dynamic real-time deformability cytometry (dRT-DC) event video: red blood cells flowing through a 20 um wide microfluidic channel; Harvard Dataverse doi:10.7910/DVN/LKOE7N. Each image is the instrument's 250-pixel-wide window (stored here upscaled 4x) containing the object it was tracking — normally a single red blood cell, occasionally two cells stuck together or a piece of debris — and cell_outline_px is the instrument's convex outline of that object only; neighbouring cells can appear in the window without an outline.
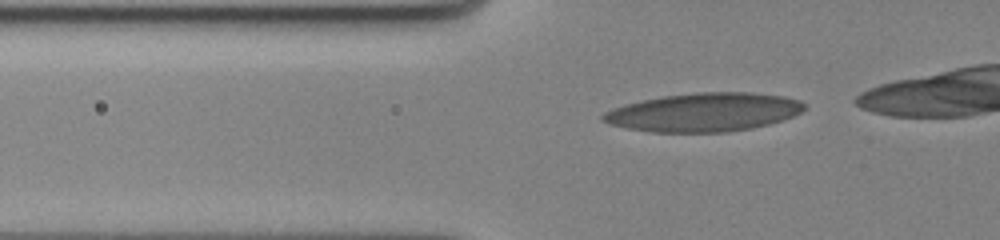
{"species": "human", "species_latin": "Homo sapiens", "temperature_condition": "cold", "stored_images_in_passage": 34, "camera_frame_rate_fps": 3000, "um_per_image_px": 0.085, "donor": {"sex": "female"}, "frame": {"image": 1, "passage_image": 2, "time_ms": 0.333, "image_size_px": [1000, 240], "cell_outline_px": [[804, 108], [800, 112], [792, 116], [768, 124], [752, 128], [728, 132], [652, 132], [628, 128], [608, 124], [600, 120], [600, 116], [604, 112], [612, 108], [644, 100], [664, 96], [700, 92], [752, 92], [784, 96], [800, 100], [804, 104]], "centroid_in_image_um": [59.81, 9.54], "position_along_channel_um": 66.0, "area_um2": 45.08}}
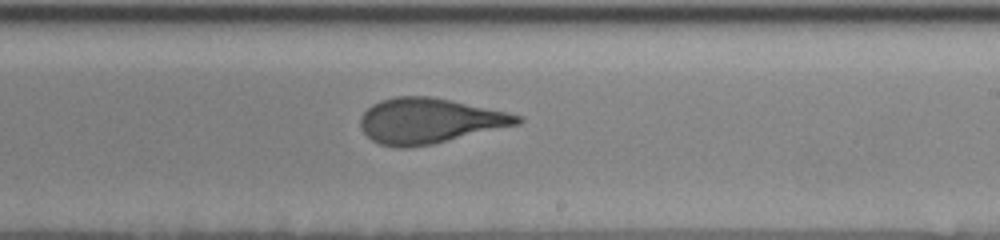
{"frame": {"image": 2, "passage_image": 19, "time_ms": 6.0, "image_size_px": [1000, 240], "cell_outline_px": [[524, 120], [520, 124], [432, 144], [408, 148], [396, 148], [380, 144], [372, 140], [364, 132], [360, 124], [360, 120], [364, 112], [372, 104], [380, 100], [396, 96], [428, 96], [452, 100], [508, 112], [520, 116]], "centroid_in_image_um": [36.5, 10.27], "position_along_channel_um": 252.5, "area_um2": 41.33}}
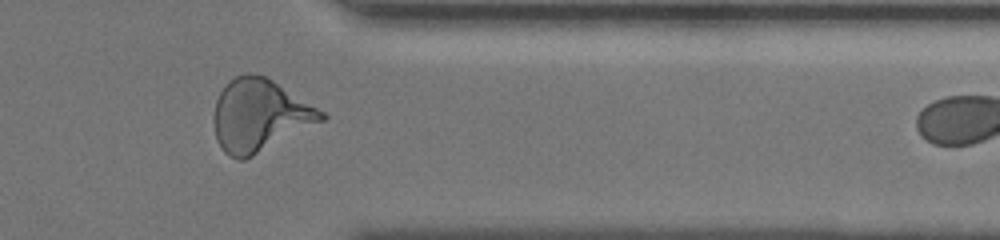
{"frame": {"image": 3, "passage_image": 31, "time_ms": 10.0, "image_size_px": [1000, 240], "cell_outline_px": [[328, 116], [324, 120], [244, 160], [240, 160], [224, 152], [216, 140], [216, 100], [224, 84], [228, 80], [244, 72], [248, 72], [268, 76], [324, 112]], "centroid_in_image_um": [22.08, 9.77], "position_along_channel_um": 389.3, "area_um2": 44.85}}